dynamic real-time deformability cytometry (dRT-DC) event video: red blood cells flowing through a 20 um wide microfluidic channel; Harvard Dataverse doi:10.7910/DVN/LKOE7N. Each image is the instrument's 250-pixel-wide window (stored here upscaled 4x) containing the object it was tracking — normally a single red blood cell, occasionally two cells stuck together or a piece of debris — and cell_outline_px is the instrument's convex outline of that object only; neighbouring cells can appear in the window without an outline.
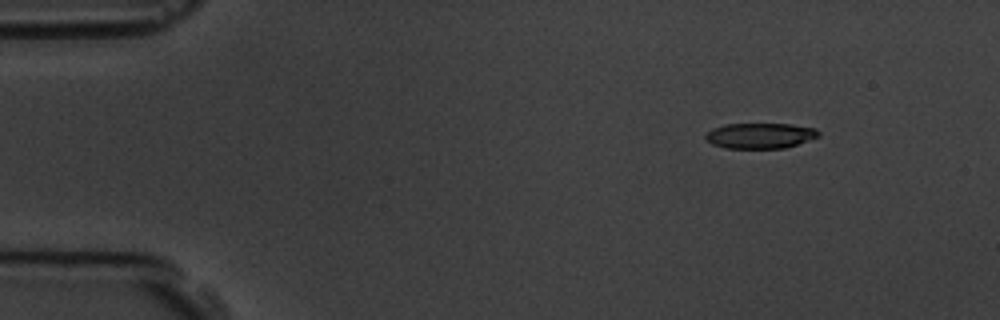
{"species": "common noctule bat (a hibernating species)", "species_latin": "Nyctalus noctula", "temperature_condition": "room temperature", "stored_images_in_passage": 5, "camera_frame_rate_fps": 3000, "um_per_image_px": 0.085, "animal": {"sex": "male", "body_mass_g": 19.5, "forearm_length_mm": 54.6}, "frame": {"image": 1, "passage_image": 2, "time_ms": 1.333, "image_size_px": [1000, 320], "cell_outline_px": [[820, 136], [784, 148], [724, 148], [712, 144], [704, 140], [704, 136], [712, 128], [724, 124], [792, 124], [816, 128], [820, 132]], "centroid_in_image_um": [64.58, 11.53], "position_along_channel_um": 20.4, "area_um2": 16.88}}